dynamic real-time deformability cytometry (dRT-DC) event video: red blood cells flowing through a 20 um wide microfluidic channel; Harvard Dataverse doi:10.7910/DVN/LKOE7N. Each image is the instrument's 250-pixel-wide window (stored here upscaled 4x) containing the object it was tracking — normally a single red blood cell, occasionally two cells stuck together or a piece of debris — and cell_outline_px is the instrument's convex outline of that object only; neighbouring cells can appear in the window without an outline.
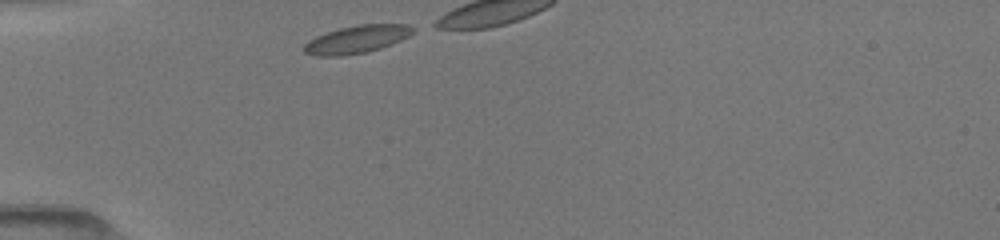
{"species": "common noctule bat (a hibernating species)", "species_latin": "Nyctalus noctula", "temperature_condition": "room temperature", "stored_images_in_passage": 11, "camera_frame_rate_fps": 3000, "um_per_image_px": 0.085, "animal": {"sex": "female", "body_mass_g": 19.5, "forearm_length_mm": 54.1}, "frame": {"image": 1, "passage_image": 1, "time_ms": 0.0, "image_size_px": [1000, 240], "cell_outline_px": [[416, 28], [408, 36], [400, 40], [380, 48], [364, 52], [344, 56], [316, 56], [304, 52], [300, 48], [308, 40], [316, 36], [340, 28], [360, 24], [408, 24]], "centroid_in_image_um": [30.28, 3.34], "position_along_channel_um": 54.7, "area_um2": 17.57}}